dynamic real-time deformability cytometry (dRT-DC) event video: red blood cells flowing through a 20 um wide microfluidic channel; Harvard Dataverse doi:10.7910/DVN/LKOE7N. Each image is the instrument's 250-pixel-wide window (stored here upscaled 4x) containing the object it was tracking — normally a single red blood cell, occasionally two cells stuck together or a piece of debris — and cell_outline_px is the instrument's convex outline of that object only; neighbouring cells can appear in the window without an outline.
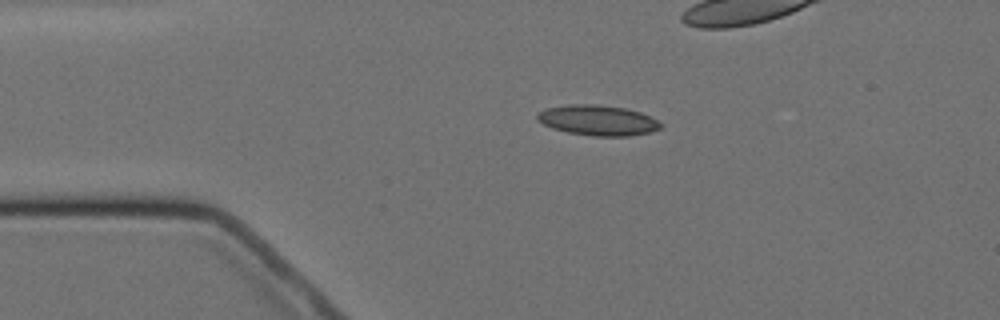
{"species": "Egyptian fruit bat (a non-hibernating species)", "species_latin": "Rousettus aegyptiacus", "temperature_condition": "cold", "stored_images_in_passage": 14, "camera_frame_rate_fps": 3000, "um_per_image_px": 0.085, "animal": {"sex": "female"}, "frame": {"image": 1, "passage_image": 2, "time_ms": 1.0, "image_size_px": [1000, 320], "cell_outline_px": [[664, 124], [660, 128], [648, 132], [628, 136], [592, 136], [568, 132], [552, 128], [536, 120], [536, 116], [544, 108], [568, 104], [596, 104], [624, 108], [640, 112]], "centroid_in_image_um": [50.78, 10.22], "position_along_channel_um": 34.2, "area_um2": 21.73}}
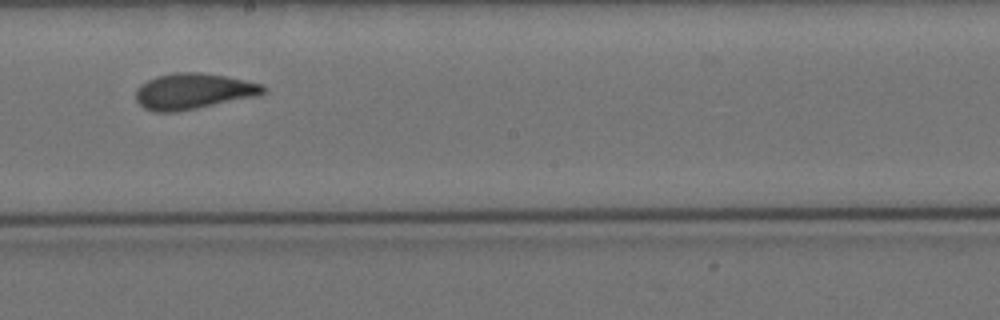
{"frame": {"image": 2, "passage_image": 8, "time_ms": 9.0, "image_size_px": [1000, 320], "cell_outline_px": [[264, 92], [256, 96], [176, 112], [156, 112], [144, 108], [136, 100], [136, 88], [140, 84], [156, 76], [176, 72], [200, 72], [224, 76], [264, 84]], "centroid_in_image_um": [16.39, 7.75], "position_along_channel_um": 231.8, "area_um2": 26.41}}
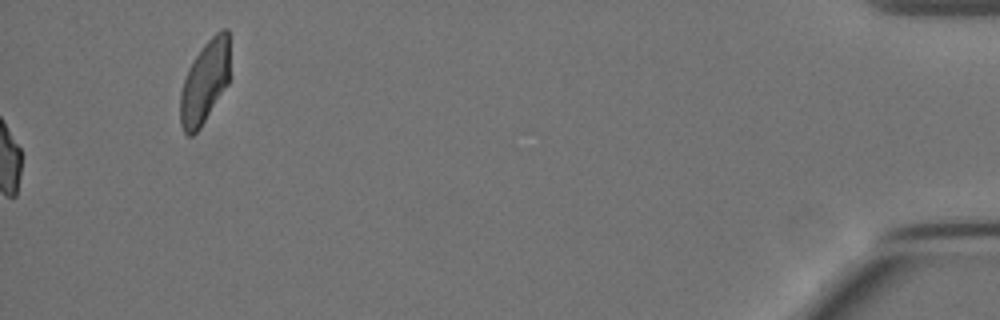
{"frame": {"image": 3, "passage_image": 14, "time_ms": 16.667, "image_size_px": [1000, 320], "cell_outline_px": [[228, 84], [200, 128], [192, 136], [188, 136], [184, 132], [180, 124], [180, 92], [188, 68], [204, 44], [220, 28], [228, 28]], "centroid_in_image_um": [17.38, 7.0], "position_along_channel_um": 417.8, "area_um2": 23.7}, "authors_computed_cell_mechanics": {"area_um2": 25.0563, "velocity_mm_per_s": 3.4762, "shape_relaxation_time_tau1_ms": null, "shape_relaxation_time_tau2_ms": 1.9718, "deformation_change_tau1": null, "deformation_change_tau2": 0.0719}}